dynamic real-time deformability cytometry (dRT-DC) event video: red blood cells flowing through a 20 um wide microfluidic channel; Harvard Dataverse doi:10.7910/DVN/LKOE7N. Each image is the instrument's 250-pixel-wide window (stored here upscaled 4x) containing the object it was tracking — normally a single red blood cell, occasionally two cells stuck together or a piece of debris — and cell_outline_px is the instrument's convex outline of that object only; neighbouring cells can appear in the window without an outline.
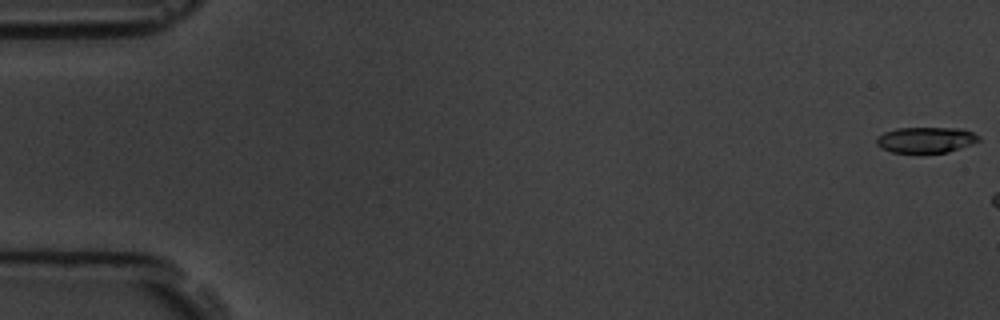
{"species": "common noctule bat (a hibernating species)", "species_latin": "Nyctalus noctula", "temperature_condition": "room temperature", "stored_images_in_passage": 12, "camera_frame_rate_fps": 3000, "um_per_image_px": 0.085, "animal": {"sex": "male", "body_mass_g": 19.5, "forearm_length_mm": 54.6}, "frame": {"image": 1, "passage_image": 1, "time_ms": 0.0, "image_size_px": [1000, 320], "cell_outline_px": [[980, 140], [972, 144], [948, 152], [892, 152], [880, 148], [876, 144], [876, 140], [884, 132], [896, 128], [964, 128], [980, 136]], "centroid_in_image_um": [78.72, 11.88], "position_along_channel_um": 6.3, "area_um2": 15.32}}
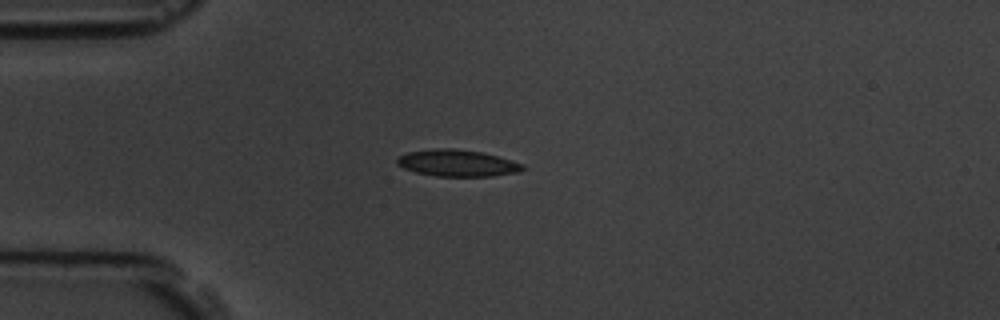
{"frame": {"image": 2, "passage_image": 6, "time_ms": 6.667, "image_size_px": [1000, 320], "cell_outline_px": [[524, 168], [516, 172], [492, 176], [436, 176], [416, 172], [404, 168], [396, 164], [396, 160], [400, 156], [408, 152], [436, 148], [452, 148], [480, 152], [496, 156], [524, 164]], "centroid_in_image_um": [38.83, 13.86], "position_along_channel_um": 46.2, "area_um2": 19.25}}
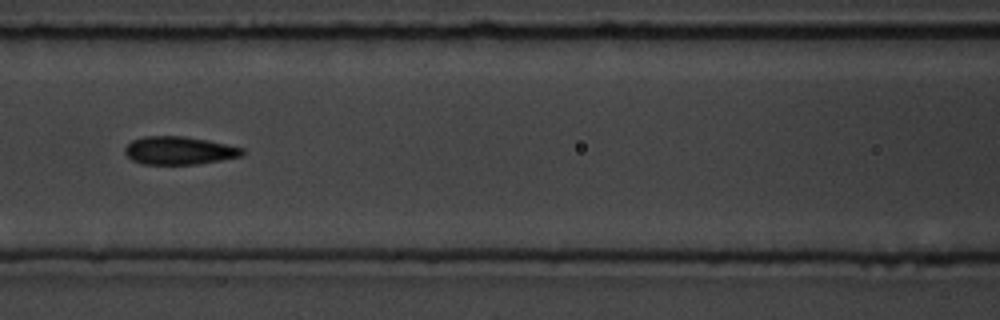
{"frame": {"image": 3, "passage_image": 9, "time_ms": 10.0, "image_size_px": [1000, 320], "cell_outline_px": [[244, 156], [196, 164], [144, 164], [132, 160], [124, 152], [124, 148], [132, 140], [144, 136], [184, 136], [208, 140], [244, 148]], "centroid_in_image_um": [15.24, 12.79], "position_along_channel_um": 151.4, "area_um2": 19.19}}